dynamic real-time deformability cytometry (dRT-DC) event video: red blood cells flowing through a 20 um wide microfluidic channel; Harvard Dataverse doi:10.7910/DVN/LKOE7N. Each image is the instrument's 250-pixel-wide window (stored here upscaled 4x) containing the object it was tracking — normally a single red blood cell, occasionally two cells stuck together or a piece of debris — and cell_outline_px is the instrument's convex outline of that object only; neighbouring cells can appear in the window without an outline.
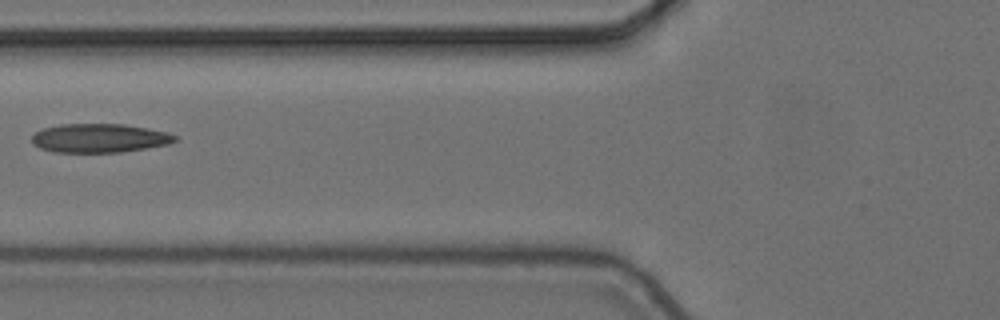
{"species": "common noctule bat (a hibernating species)", "species_latin": "Nyctalus noctula", "temperature_condition": "cold", "stored_images_in_passage": 7, "camera_frame_rate_fps": 3000, "um_per_image_px": 0.085, "animal": {"sex": "female", "body_mass_g": 24.6, "forearm_length_mm": 56.2}, "frame": {"image": 1, "passage_image": 6, "time_ms": 1.667, "image_size_px": [1000, 320], "cell_outline_px": [[180, 140], [168, 144], [120, 152], [56, 152], [40, 148], [32, 144], [32, 136], [36, 132], [44, 128], [60, 124], [124, 124], [148, 128], [168, 132], [176, 136]], "centroid_in_image_um": [8.47, 11.73], "position_along_channel_um": 117.3, "area_um2": 24.04}}
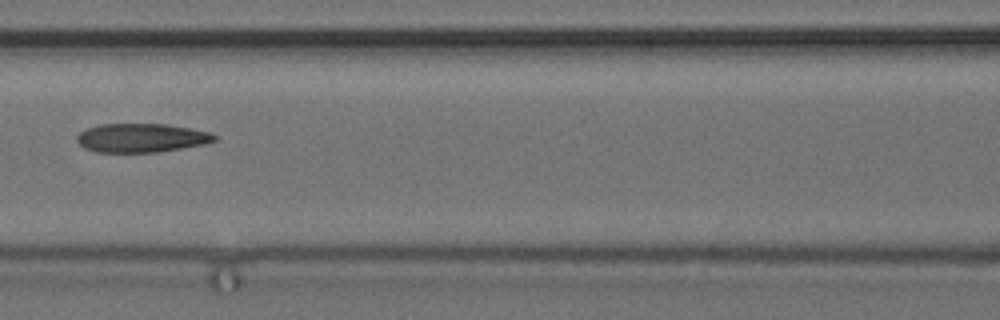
{"frame": {"image": 2, "passage_image": 7, "time_ms": 2.0, "image_size_px": [1000, 320], "cell_outline_px": [[216, 140], [204, 144], [156, 152], [96, 152], [84, 148], [76, 140], [76, 136], [80, 132], [88, 128], [100, 124], [168, 124], [208, 132], [216, 136]], "centroid_in_image_um": [11.98, 11.72], "position_along_channel_um": 154.6, "area_um2": 22.89}}